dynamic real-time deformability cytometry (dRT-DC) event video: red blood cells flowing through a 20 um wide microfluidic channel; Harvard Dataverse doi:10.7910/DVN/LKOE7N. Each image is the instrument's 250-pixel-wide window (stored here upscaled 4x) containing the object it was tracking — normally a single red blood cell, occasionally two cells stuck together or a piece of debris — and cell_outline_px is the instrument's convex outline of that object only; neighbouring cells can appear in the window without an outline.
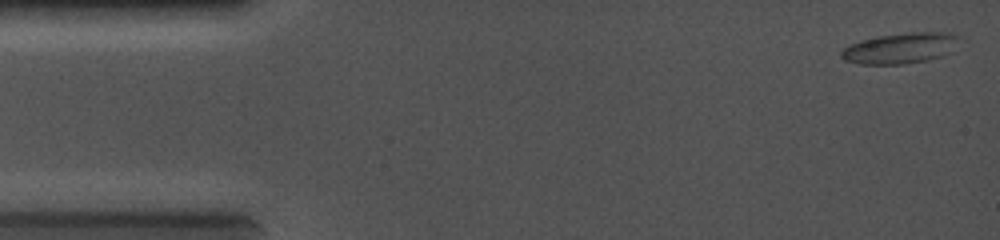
{"species": "common noctule bat (a hibernating species)", "species_latin": "Nyctalus noctula", "temperature_condition": "cold", "stored_images_in_passage": 30, "camera_frame_rate_fps": 5000, "um_per_image_px": 0.085, "animal": {"sex": "female", "body_mass_g": 19.0, "forearm_length_mm": 56.7}, "frame": {"image": 1, "passage_image": 1, "time_ms": 0.0, "image_size_px": [1000, 240], "cell_outline_px": [[960, 36], [956, 52], [944, 56], [928, 60], [904, 64], [860, 64], [844, 60], [840, 56], [840, 48], [876, 36], [912, 32], [948, 32]], "centroid_in_image_um": [76.61, 4.1], "position_along_channel_um": 8.4, "area_um2": 21.56}}
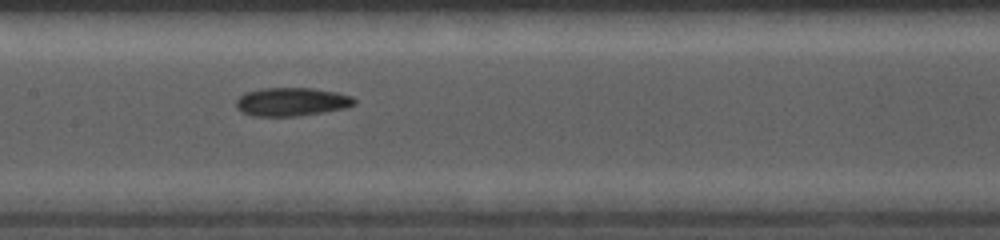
{"frame": {"image": 2, "passage_image": 15, "time_ms": 6.2, "image_size_px": [1000, 240], "cell_outline_px": [[356, 104], [344, 108], [324, 112], [296, 116], [252, 116], [240, 112], [236, 108], [236, 100], [244, 92], [260, 88], [312, 88], [336, 92], [352, 96], [356, 100]], "centroid_in_image_um": [24.75, 8.65], "position_along_channel_um": 182.6, "area_um2": 19.77}}
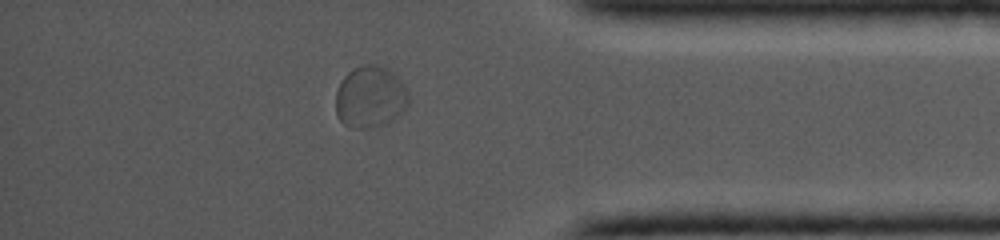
{"frame": {"image": 3, "passage_image": 26, "time_ms": 11.2, "image_size_px": [1000, 240], "cell_outline_px": [[408, 104], [388, 124], [368, 128], [352, 128], [344, 124], [336, 116], [336, 92], [344, 76], [352, 68], [364, 64], [376, 64], [388, 68], [404, 84], [408, 92]], "centroid_in_image_um": [31.45, 8.24], "position_along_channel_um": 403.7, "area_um2": 26.36}}